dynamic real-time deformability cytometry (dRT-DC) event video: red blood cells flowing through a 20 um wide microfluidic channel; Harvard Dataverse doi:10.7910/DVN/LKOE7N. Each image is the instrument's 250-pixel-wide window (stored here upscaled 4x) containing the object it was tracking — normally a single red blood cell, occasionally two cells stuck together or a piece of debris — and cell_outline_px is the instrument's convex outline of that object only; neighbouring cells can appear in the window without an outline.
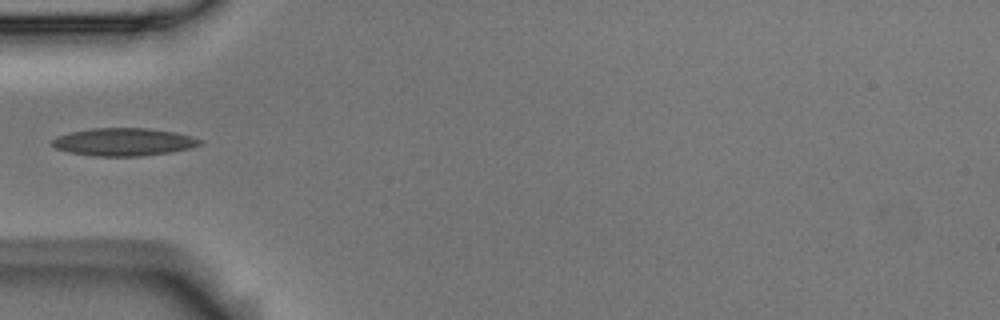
{"species": "Egyptian fruit bat (a non-hibernating species)", "species_latin": "Rousettus aegyptiacus", "temperature_condition": "room temperature", "stored_images_in_passage": 4, "camera_frame_rate_fps": 3000, "um_per_image_px": 0.085, "animal": {"sex": "male"}, "frame": {"image": 1, "passage_image": 4, "time_ms": 1.0, "image_size_px": [1000, 320], "cell_outline_px": [[204, 144], [192, 148], [172, 152], [140, 156], [92, 156], [68, 152], [56, 148], [52, 144], [52, 140], [56, 136], [72, 132], [92, 128], [148, 128], [176, 132], [204, 140]], "centroid_in_image_um": [10.57, 12.07], "position_along_channel_um": 74.4, "area_um2": 24.1}}